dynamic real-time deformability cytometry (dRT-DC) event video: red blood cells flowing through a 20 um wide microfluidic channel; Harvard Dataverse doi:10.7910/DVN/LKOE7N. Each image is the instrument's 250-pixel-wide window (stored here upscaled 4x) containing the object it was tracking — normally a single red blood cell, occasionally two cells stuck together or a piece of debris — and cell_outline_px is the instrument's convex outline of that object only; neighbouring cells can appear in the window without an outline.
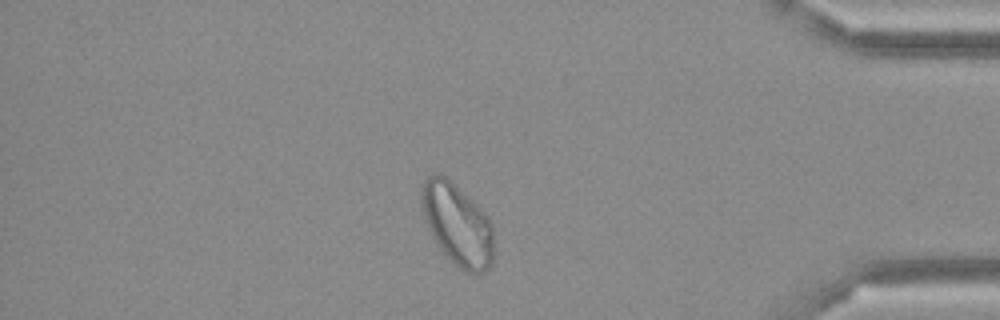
{"species": "Egyptian fruit bat (a non-hibernating species)", "species_latin": "Rousettus aegyptiacus", "temperature_condition": "cold", "stored_images_in_passage": 47, "camera_frame_rate_fps": 3000, "um_per_image_px": 0.085, "frame": {"image": 1, "passage_image": 40, "time_ms": 13.0, "image_size_px": [1000, 320], "cell_outline_px": [[492, 264], [488, 268], [480, 272], [468, 272], [460, 268], [440, 248], [432, 236], [428, 228], [420, 204], [420, 192], [424, 180], [432, 172], [436, 172], [444, 176], [476, 204], [484, 212], [492, 224]], "centroid_in_image_um": [38.83, 19.04], "position_along_channel_um": 396.4, "area_um2": 33.81}}